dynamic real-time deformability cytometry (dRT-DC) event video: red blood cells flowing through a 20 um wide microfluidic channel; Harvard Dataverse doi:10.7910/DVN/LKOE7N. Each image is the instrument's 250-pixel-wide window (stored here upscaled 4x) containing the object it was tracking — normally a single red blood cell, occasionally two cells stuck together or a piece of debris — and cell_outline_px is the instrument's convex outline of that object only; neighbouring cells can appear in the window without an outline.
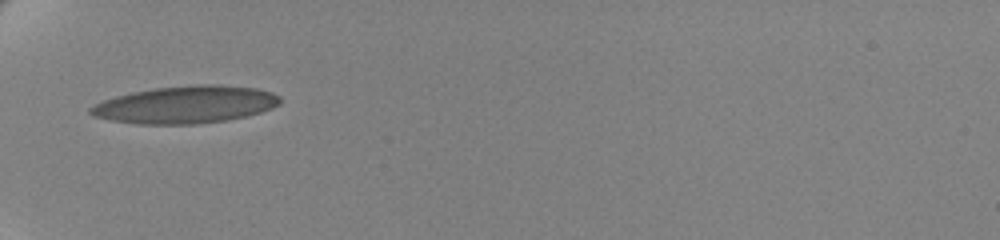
{"species": "human", "species_latin": "Homo sapiens", "temperature_condition": "cold", "stored_images_in_passage": 4, "camera_frame_rate_fps": 3000, "um_per_image_px": 0.085, "donor": {"sex": "female"}, "frame": {"image": 1, "passage_image": 1, "time_ms": 0.0, "image_size_px": [1000, 240], "cell_outline_px": [[280, 104], [272, 108], [260, 112], [244, 116], [224, 120], [196, 124], [136, 124], [112, 120], [92, 116], [88, 112], [88, 108], [104, 100], [116, 96], [132, 92], [152, 88], [196, 84], [220, 84], [256, 88], [272, 92], [280, 96]], "centroid_in_image_um": [15.77, 8.88], "position_along_channel_um": 69.2, "area_um2": 41.33}}
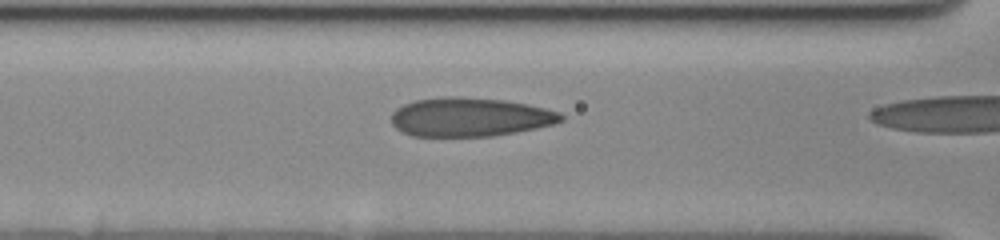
{"frame": {"image": 2, "passage_image": 3, "time_ms": 0.667, "image_size_px": [1000, 240], "cell_outline_px": [[564, 120], [552, 124], [536, 128], [516, 132], [492, 136], [412, 136], [396, 128], [392, 124], [392, 112], [396, 108], [404, 104], [416, 100], [444, 96], [460, 96], [504, 100], [528, 104], [560, 112], [564, 116]], "centroid_in_image_um": [39.94, 9.94], "position_along_channel_um": 126.7, "area_um2": 38.49}}